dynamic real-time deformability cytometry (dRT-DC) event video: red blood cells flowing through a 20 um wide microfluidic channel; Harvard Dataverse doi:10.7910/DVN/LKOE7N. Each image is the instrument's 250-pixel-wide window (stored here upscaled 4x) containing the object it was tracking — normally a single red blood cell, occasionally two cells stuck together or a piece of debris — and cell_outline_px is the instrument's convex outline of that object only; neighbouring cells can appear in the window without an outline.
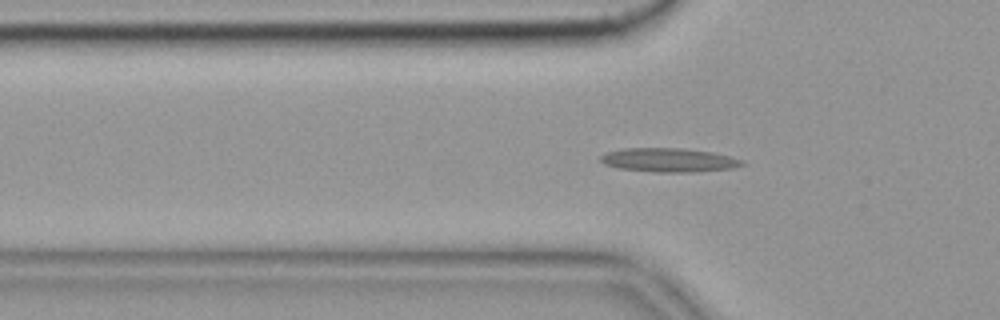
{"species": "common noctule bat (a hibernating species)", "species_latin": "Nyctalus noctula", "temperature_condition": "cold", "stored_images_in_passage": 56, "camera_frame_rate_fps": 3000, "um_per_image_px": 0.085, "animal": {"sex": "female", "body_mass_g": 19.9}, "frame": {"image": 1, "passage_image": 18, "time_ms": 5.667, "image_size_px": [1000, 320], "cell_outline_px": [[744, 164], [732, 168], [692, 172], [652, 172], [620, 168], [604, 164], [600, 160], [600, 156], [608, 152], [624, 148], [684, 148], [712, 152], [744, 160]], "centroid_in_image_um": [56.84, 13.6], "position_along_channel_um": 69.0, "area_um2": 19.59}}
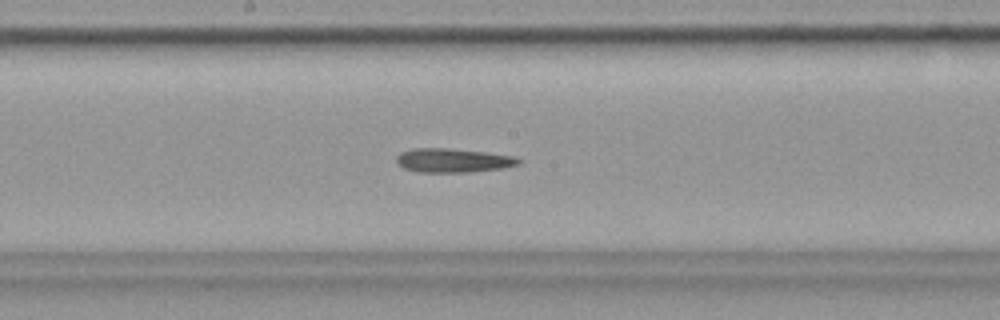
{"frame": {"image": 2, "passage_image": 30, "time_ms": 9.667, "image_size_px": [1000, 320], "cell_outline_px": [[524, 160], [520, 164], [500, 168], [468, 172], [416, 172], [404, 168], [396, 160], [396, 156], [400, 152], [412, 148], [448, 148], [484, 152], [512, 156]], "centroid_in_image_um": [38.48, 13.63], "position_along_channel_um": 209.7, "area_um2": 16.99}}
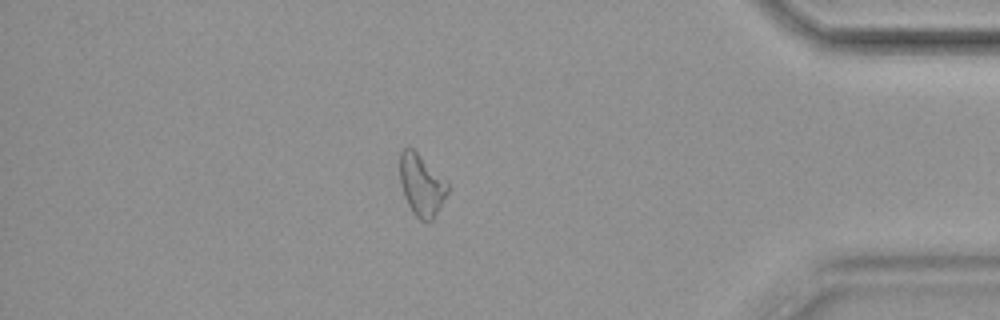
{"frame": {"image": 3, "passage_image": 49, "time_ms": 16.0, "image_size_px": [1000, 320], "cell_outline_px": [[448, 192], [440, 208], [432, 220], [420, 220], [412, 212], [404, 196], [400, 184], [400, 152], [404, 148], [412, 148], [448, 180]], "centroid_in_image_um": [35.84, 15.72], "position_along_channel_um": 399.4, "area_um2": 17.22}, "authors_computed_cell_mechanics": {"area_um2": 17.2533, "velocity_mm_per_s": 3.5278, "shape_relaxation_time_tau1_ms": null, "shape_relaxation_time_tau2_ms": 9.132, "deformation_change_tau1": null, "deformation_change_tau2": 0.253}}